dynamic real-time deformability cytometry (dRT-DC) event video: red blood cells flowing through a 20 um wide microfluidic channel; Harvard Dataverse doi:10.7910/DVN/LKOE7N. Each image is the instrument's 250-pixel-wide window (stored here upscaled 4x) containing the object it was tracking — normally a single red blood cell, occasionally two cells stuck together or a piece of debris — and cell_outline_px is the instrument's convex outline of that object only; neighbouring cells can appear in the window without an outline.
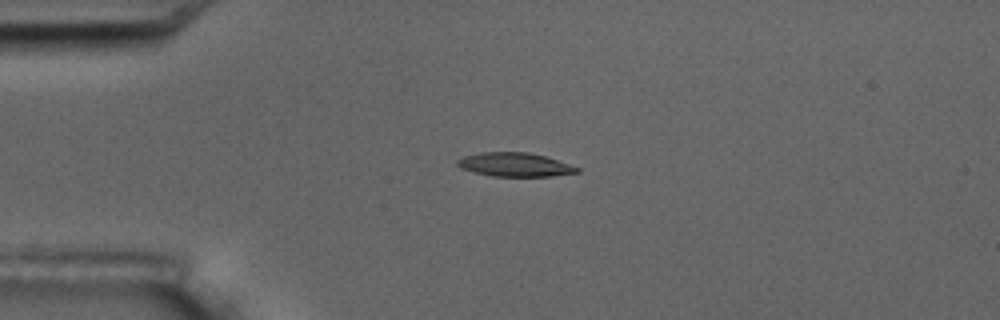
{"species": "common noctule bat (a hibernating species)", "species_latin": "Nyctalus noctula", "temperature_condition": "room temperature", "stored_images_in_passage": 5, "camera_frame_rate_fps": 3000, "um_per_image_px": 0.085, "animal": {"sex": "male", "body_mass_g": 17.5, "forearm_length_mm": 52.3}, "frame": {"image": 1, "passage_image": 3, "time_ms": 2.0, "image_size_px": [1000, 320], "cell_outline_px": [[580, 172], [552, 176], [492, 176], [460, 168], [456, 164], [456, 160], [464, 156], [480, 152], [528, 152], [544, 156], [580, 168]], "centroid_in_image_um": [43.73, 13.99], "position_along_channel_um": 41.3, "area_um2": 16.47}}